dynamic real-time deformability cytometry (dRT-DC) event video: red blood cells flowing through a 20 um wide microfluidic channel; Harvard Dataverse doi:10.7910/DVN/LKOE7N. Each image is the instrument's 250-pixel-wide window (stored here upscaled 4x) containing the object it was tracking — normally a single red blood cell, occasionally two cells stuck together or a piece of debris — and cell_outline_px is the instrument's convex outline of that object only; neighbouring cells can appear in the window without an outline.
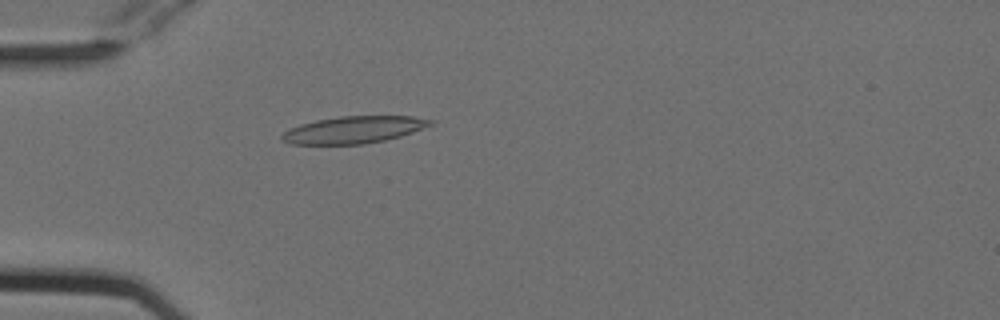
{"species": "Egyptian fruit bat (a non-hibernating species)", "species_latin": "Rousettus aegyptiacus", "temperature_condition": "cold", "stored_images_in_passage": 54, "camera_frame_rate_fps": 3000, "um_per_image_px": 0.085, "animal": {"sex": "female"}, "frame": {"image": 1, "passage_image": 16, "time_ms": 5.0, "image_size_px": [1000, 320], "cell_outline_px": [[436, 120], [432, 124], [412, 132], [400, 136], [384, 140], [364, 144], [288, 144], [280, 136], [288, 128], [300, 124], [316, 120], [340, 116], [412, 116]], "centroid_in_image_um": [30.05, 11.02], "position_along_channel_um": 55.0, "area_um2": 23.35}}
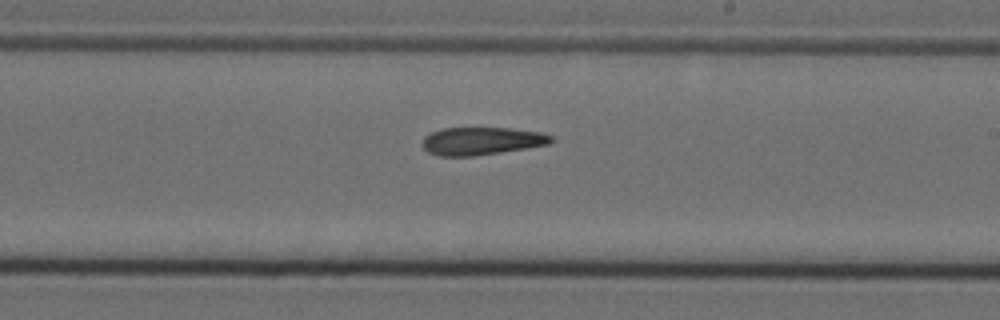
{"frame": {"image": 2, "passage_image": 32, "time_ms": 10.333, "image_size_px": [1000, 320], "cell_outline_px": [[556, 140], [548, 144], [476, 156], [436, 156], [428, 152], [420, 144], [424, 136], [432, 132], [444, 128], [508, 128], [540, 132], [552, 136]], "centroid_in_image_um": [40.9, 11.99], "position_along_channel_um": 248.1, "area_um2": 20.87}}
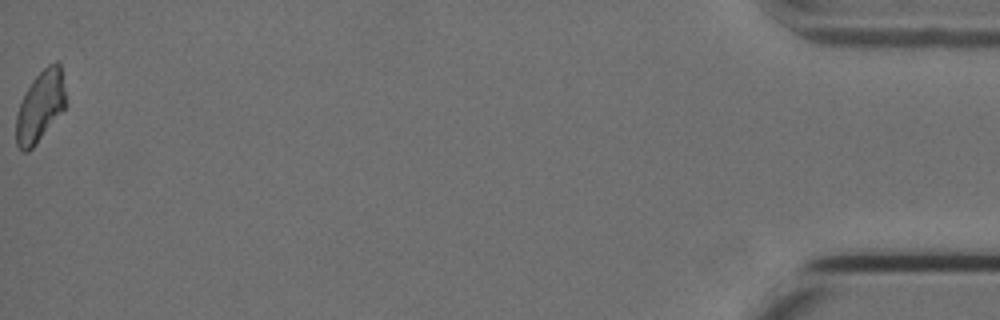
{"frame": {"image": 3, "passage_image": 54, "time_ms": 17.667, "image_size_px": [1000, 320], "cell_outline_px": [[68, 104], [32, 148], [28, 152], [24, 152], [16, 144], [16, 116], [20, 104], [32, 80], [48, 64], [56, 60], [60, 64]], "centroid_in_image_um": [3.45, 9.02], "position_along_channel_um": 431.8, "area_um2": 20.35}}